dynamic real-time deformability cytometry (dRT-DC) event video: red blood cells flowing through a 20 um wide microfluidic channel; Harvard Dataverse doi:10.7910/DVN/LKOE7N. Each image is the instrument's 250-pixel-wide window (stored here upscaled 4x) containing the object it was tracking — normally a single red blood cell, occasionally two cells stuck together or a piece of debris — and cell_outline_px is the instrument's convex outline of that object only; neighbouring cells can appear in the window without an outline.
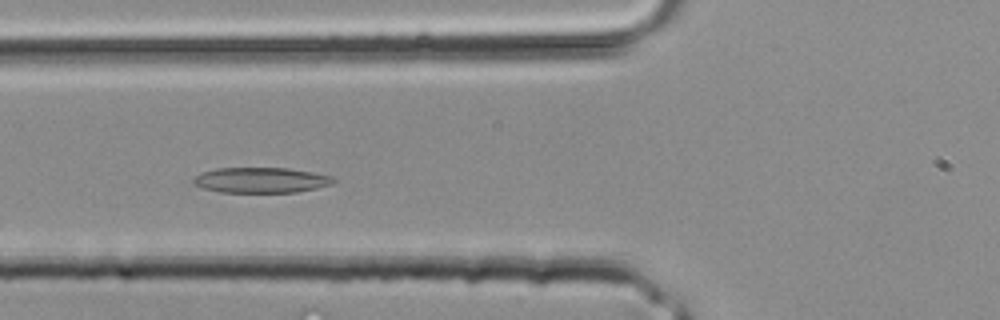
{"species": "common noctule bat (a hibernating species)", "species_latin": "Nyctalus noctula", "temperature_condition": "room temperature", "stored_images_in_passage": 32, "camera_frame_rate_fps": 3000, "um_per_image_px": 0.085, "animal": {"sex": "male", "body_mass_g": 20.4}, "frame": {"image": 1, "passage_image": 10, "time_ms": 3.0, "image_size_px": [1000, 320], "cell_outline_px": [[336, 180], [328, 184], [316, 188], [296, 192], [220, 192], [204, 188], [196, 184], [192, 180], [200, 172], [216, 168], [288, 168], [312, 172], [332, 176]], "centroid_in_image_um": [22.16, 15.3], "position_along_channel_um": 103.6, "area_um2": 20.52}}
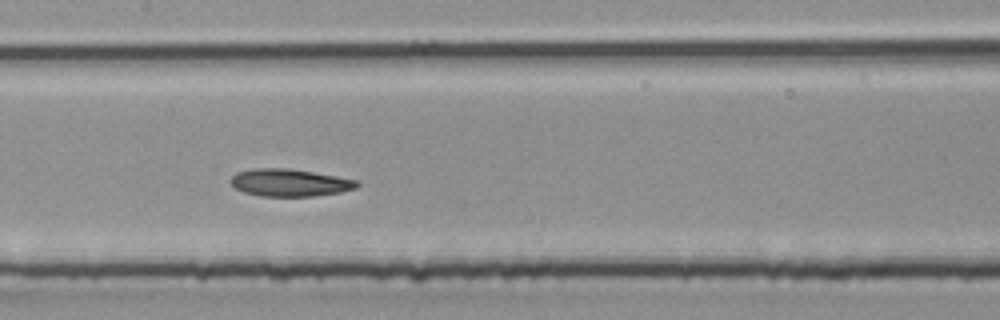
{"frame": {"image": 2, "passage_image": 14, "time_ms": 4.333, "image_size_px": [1000, 320], "cell_outline_px": [[360, 184], [356, 188], [340, 192], [316, 196], [260, 196], [244, 192], [236, 188], [228, 180], [236, 172], [256, 168], [288, 168], [336, 176], [356, 180]], "centroid_in_image_um": [24.6, 15.52], "position_along_channel_um": 182.8, "area_um2": 20.11}}
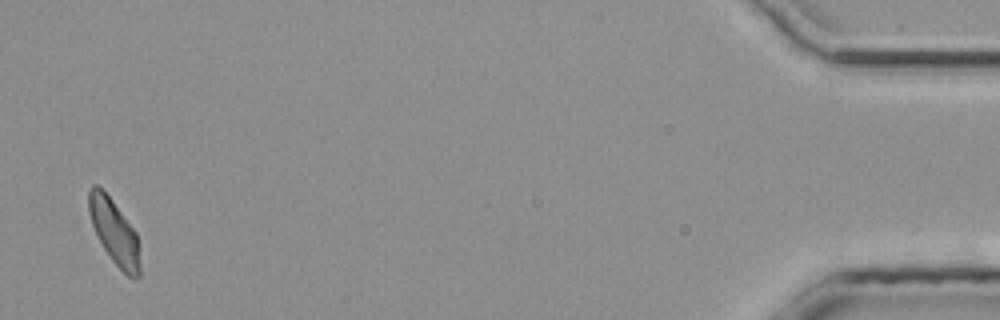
{"frame": {"image": 3, "passage_image": 31, "time_ms": 10.0, "image_size_px": [1000, 320], "cell_outline_px": [[140, 276], [128, 276], [112, 260], [104, 248], [92, 224], [88, 212], [88, 192], [92, 184], [96, 184], [112, 200], [136, 232], [140, 268]], "centroid_in_image_um": [9.69, 19.67], "position_along_channel_um": 425.5, "area_um2": 18.73}}